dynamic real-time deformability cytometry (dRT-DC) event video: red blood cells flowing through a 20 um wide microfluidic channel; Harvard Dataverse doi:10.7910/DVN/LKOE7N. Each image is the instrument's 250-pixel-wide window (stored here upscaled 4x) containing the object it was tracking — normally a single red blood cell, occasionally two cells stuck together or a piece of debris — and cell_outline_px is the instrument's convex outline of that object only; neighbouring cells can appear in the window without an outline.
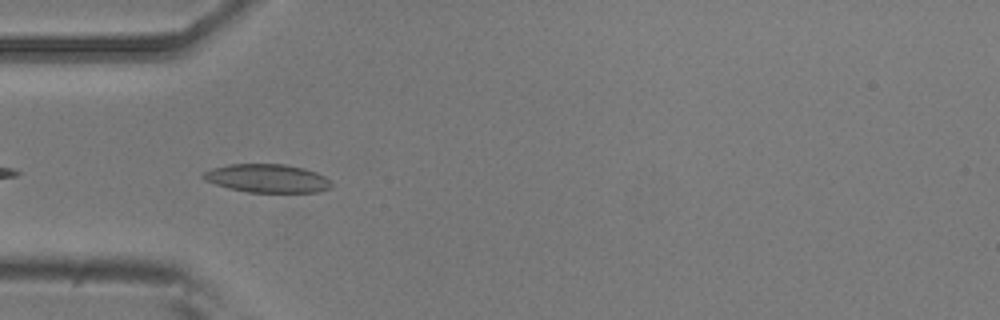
{"species": "common noctule bat (a hibernating species)", "species_latin": "Nyctalus noctula", "temperature_condition": "room temperature", "stored_images_in_passage": 6, "camera_frame_rate_fps": 3000, "um_per_image_px": 0.085, "animal": {"sex": "male", "body_mass_g": 20.5, "forearm_length_mm": 52.5}, "frame": {"image": 1, "passage_image": 3, "time_ms": 0.667, "image_size_px": [1000, 320], "cell_outline_px": [[332, 188], [316, 192], [248, 192], [228, 188], [204, 180], [200, 176], [204, 172], [212, 168], [228, 164], [284, 164], [304, 168], [316, 172], [324, 176], [332, 184]], "centroid_in_image_um": [22.7, 15.16], "position_along_channel_um": 62.3, "area_um2": 21.21}}